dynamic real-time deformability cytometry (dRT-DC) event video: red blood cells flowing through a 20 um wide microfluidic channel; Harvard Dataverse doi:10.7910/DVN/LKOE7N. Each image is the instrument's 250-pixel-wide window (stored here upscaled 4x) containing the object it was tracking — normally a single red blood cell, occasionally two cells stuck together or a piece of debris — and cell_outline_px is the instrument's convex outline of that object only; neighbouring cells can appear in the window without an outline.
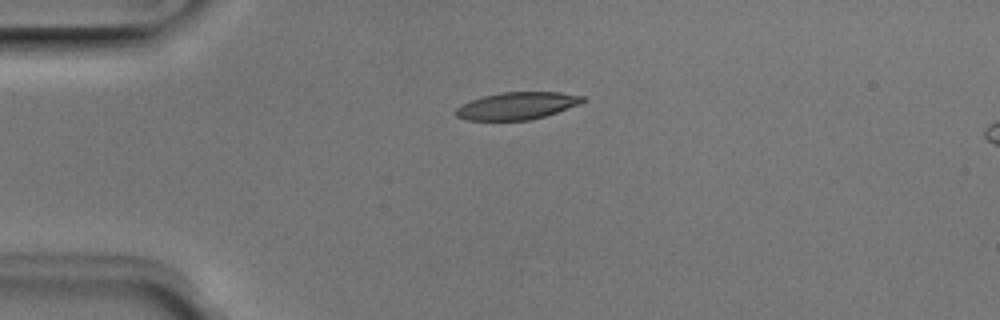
{"species": "Egyptian fruit bat (a non-hibernating species)", "species_latin": "Rousettus aegyptiacus", "temperature_condition": "room temperature", "stored_images_in_passage": 40, "camera_frame_rate_fps": 3000, "um_per_image_px": 0.085, "animal": {"sex": "male"}, "frame": {"image": 1, "passage_image": 1, "time_ms": 0.0, "image_size_px": [1000, 320], "cell_outline_px": [[588, 100], [580, 104], [544, 116], [528, 120], [468, 120], [456, 116], [452, 112], [460, 104], [484, 96], [500, 92], [560, 92], [584, 96]], "centroid_in_image_um": [43.94, 8.98], "position_along_channel_um": 41.1, "area_um2": 20.23}}
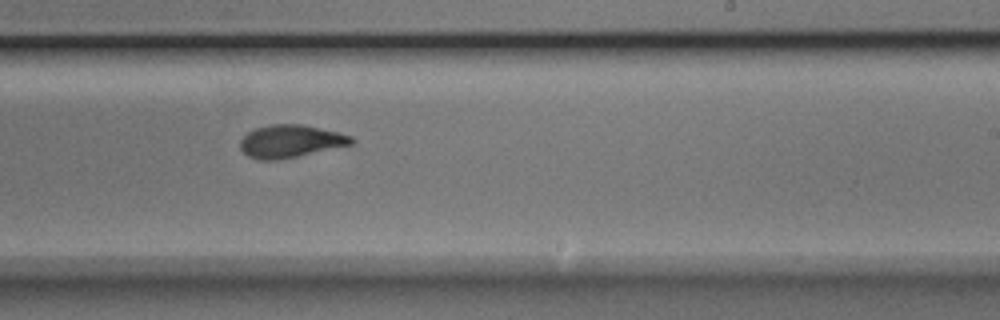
{"frame": {"image": 2, "passage_image": 20, "time_ms": 6.333, "image_size_px": [1000, 320], "cell_outline_px": [[356, 140], [352, 144], [296, 156], [276, 160], [260, 160], [248, 156], [240, 148], [240, 140], [248, 132], [256, 128], [272, 124], [300, 124], [320, 128], [352, 136]], "centroid_in_image_um": [24.67, 12.0], "position_along_channel_um": 264.3, "area_um2": 20.87}}
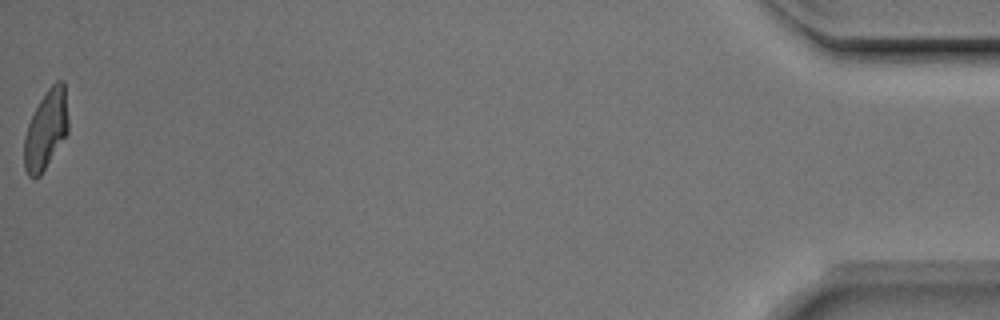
{"frame": {"image": 3, "passage_image": 40, "time_ms": 13.0, "image_size_px": [1000, 320], "cell_outline_px": [[68, 132], [40, 176], [28, 176], [24, 168], [24, 136], [28, 124], [40, 100], [48, 88], [56, 80], [64, 80], [68, 120]], "centroid_in_image_um": [3.91, 11.0], "position_along_channel_um": 431.3, "area_um2": 20.11}, "authors_computed_cell_mechanics": {"area_um2": 21.2126, "velocity_mm_per_s": 3.9607, "shape_relaxation_time_tau1_ms": 4.3149, "shape_relaxation_time_tau2_ms": 1.4549, "deformation_change_tau1": 0.1977, "deformation_change_tau2": 0.0867}}